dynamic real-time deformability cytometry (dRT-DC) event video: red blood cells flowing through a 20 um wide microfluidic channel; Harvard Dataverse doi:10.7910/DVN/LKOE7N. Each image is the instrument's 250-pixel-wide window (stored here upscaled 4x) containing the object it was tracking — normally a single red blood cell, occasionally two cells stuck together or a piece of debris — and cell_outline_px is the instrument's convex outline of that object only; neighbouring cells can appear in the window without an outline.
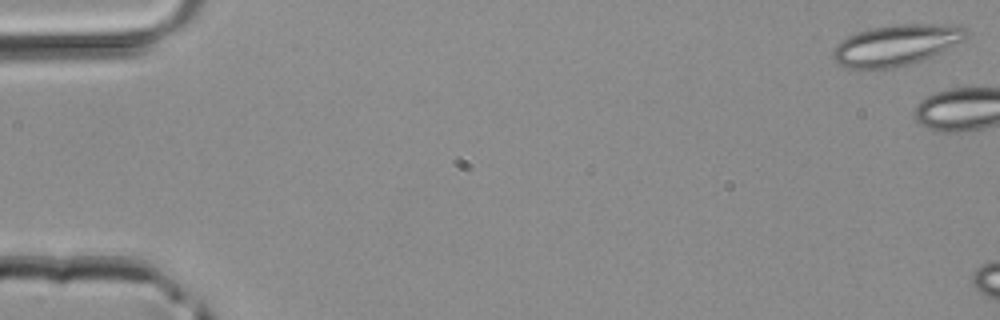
{"species": "common noctule bat (a hibernating species)", "species_latin": "Nyctalus noctula", "temperature_condition": "room temperature", "stored_images_in_passage": 5, "camera_frame_rate_fps": 3000, "um_per_image_px": 0.085, "animal": {"sex": "male", "body_mass_g": 20.4}, "frame": {"image": 1, "passage_image": 1, "time_ms": 0.0, "image_size_px": [1000, 320], "cell_outline_px": [[972, 32], [964, 40], [932, 56], [908, 64], [892, 68], [844, 68], [836, 64], [832, 56], [832, 52], [836, 44], [840, 40], [848, 36], [872, 28], [900, 24], [948, 24], [964, 28]], "centroid_in_image_um": [76.16, 3.83], "position_along_channel_um": 8.8, "area_um2": 31.67}}